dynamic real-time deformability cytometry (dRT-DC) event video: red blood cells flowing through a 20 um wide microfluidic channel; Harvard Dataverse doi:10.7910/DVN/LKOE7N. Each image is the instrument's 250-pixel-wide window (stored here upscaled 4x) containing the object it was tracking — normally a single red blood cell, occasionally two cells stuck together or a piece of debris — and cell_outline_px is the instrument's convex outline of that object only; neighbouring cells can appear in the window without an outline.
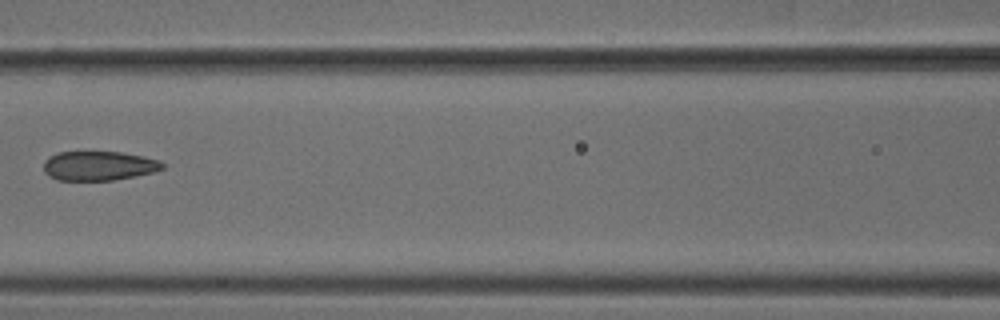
{"species": "common noctule bat (a hibernating species)", "species_latin": "Nyctalus noctula", "temperature_condition": "cold", "stored_images_in_passage": 5, "camera_frame_rate_fps": 3000, "um_per_image_px": 0.085, "animal": {"sex": "male", "body_mass_g": 18.8}, "frame": {"image": 1, "passage_image": 4, "time_ms": 1.0, "image_size_px": [1000, 320], "cell_outline_px": [[164, 168], [156, 172], [136, 176], [112, 180], [56, 180], [48, 176], [44, 172], [44, 160], [48, 156], [60, 152], [120, 152], [144, 156], [160, 160], [164, 164]], "centroid_in_image_um": [8.41, 14.09], "position_along_channel_um": 158.2, "area_um2": 20.52}}
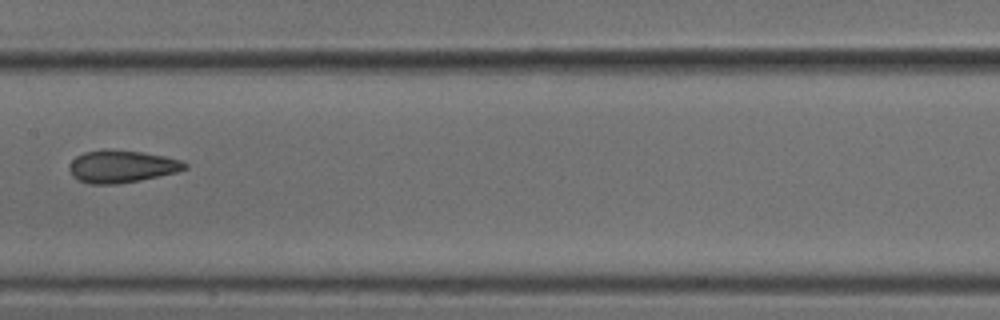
{"frame": {"image": 2, "passage_image": 5, "time_ms": 1.333, "image_size_px": [1000, 320], "cell_outline_px": [[188, 168], [176, 172], [140, 180], [116, 184], [92, 184], [80, 180], [72, 176], [68, 168], [68, 164], [76, 156], [84, 152], [104, 148], [108, 148], [140, 152], [164, 156], [180, 160], [188, 164]], "centroid_in_image_um": [10.31, 14.13], "position_along_channel_um": 197.1, "area_um2": 21.91}}